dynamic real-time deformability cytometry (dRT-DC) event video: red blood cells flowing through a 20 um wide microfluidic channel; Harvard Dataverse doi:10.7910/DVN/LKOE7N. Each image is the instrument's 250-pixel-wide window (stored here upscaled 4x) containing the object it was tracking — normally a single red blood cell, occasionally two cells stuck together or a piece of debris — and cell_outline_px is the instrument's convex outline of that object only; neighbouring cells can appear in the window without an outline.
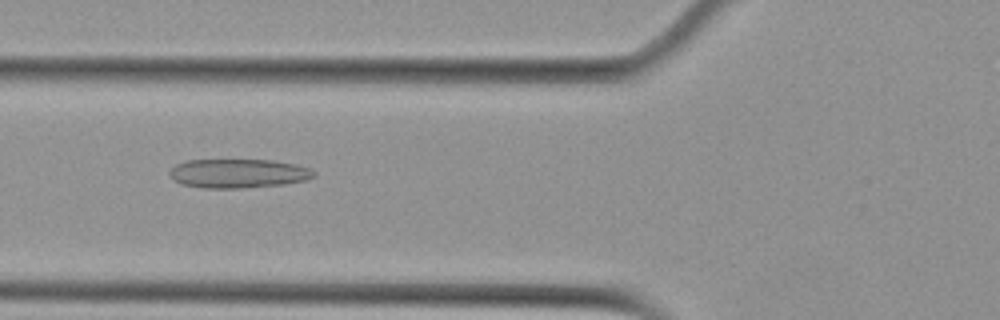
{"species": "Egyptian fruit bat (a non-hibernating species)", "species_latin": "Rousettus aegyptiacus", "temperature_condition": "cold", "stored_images_in_passage": 36, "camera_frame_rate_fps": 3000, "um_per_image_px": 0.085, "animal": {"sex": "female"}, "frame": {"image": 1, "passage_image": 8, "time_ms": 2.333, "image_size_px": [1000, 320], "cell_outline_px": [[316, 176], [308, 180], [284, 184], [240, 188], [204, 188], [180, 184], [172, 180], [168, 172], [176, 164], [188, 160], [272, 160], [296, 164], [312, 168], [316, 172]], "centroid_in_image_um": [20.27, 14.74], "position_along_channel_um": 105.5, "area_um2": 24.68}}
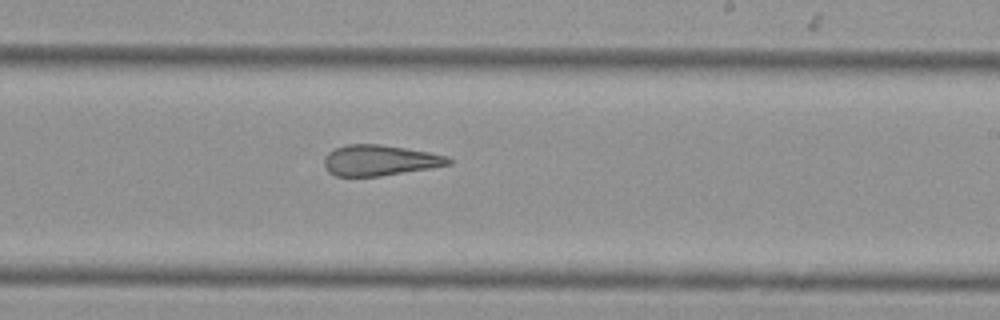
{"frame": {"image": 2, "passage_image": 20, "time_ms": 6.333, "image_size_px": [1000, 320], "cell_outline_px": [[452, 164], [432, 168], [380, 176], [336, 176], [328, 172], [324, 168], [324, 156], [328, 152], [336, 148], [348, 144], [380, 144], [428, 152], [448, 156], [452, 160]], "centroid_in_image_um": [32.27, 13.63], "position_along_channel_um": 256.7, "area_um2": 22.31}}
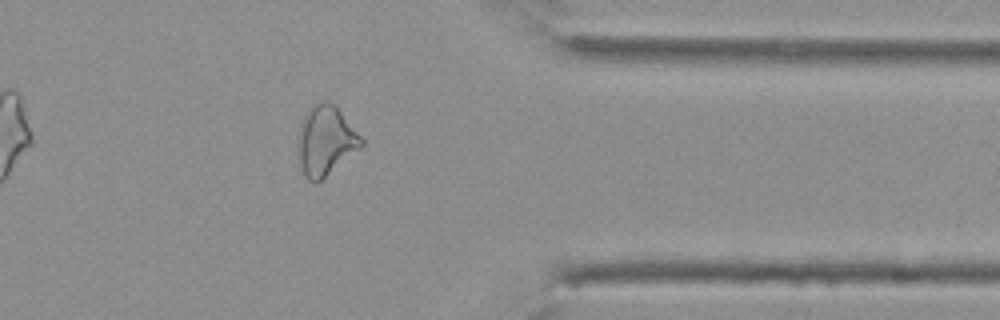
{"frame": {"image": 3, "passage_image": 31, "time_ms": 10.0, "image_size_px": [1000, 320], "cell_outline_px": [[364, 144], [360, 148], [316, 184], [308, 180], [304, 176], [300, 164], [300, 128], [304, 116], [308, 108], [312, 104], [320, 100], [328, 100], [336, 104], [364, 140]], "centroid_in_image_um": [27.71, 11.91], "position_along_channel_um": 383.7, "area_um2": 25.49}, "authors_computed_cell_mechanics": {"area_um2": 23.5246, "velocity_mm_per_s": 3.787, "shape_relaxation_time_tau1_ms": null, "shape_relaxation_time_tau2_ms": 3.1458, "deformation_change_tau1": null, "deformation_change_tau2": 0.1272}}